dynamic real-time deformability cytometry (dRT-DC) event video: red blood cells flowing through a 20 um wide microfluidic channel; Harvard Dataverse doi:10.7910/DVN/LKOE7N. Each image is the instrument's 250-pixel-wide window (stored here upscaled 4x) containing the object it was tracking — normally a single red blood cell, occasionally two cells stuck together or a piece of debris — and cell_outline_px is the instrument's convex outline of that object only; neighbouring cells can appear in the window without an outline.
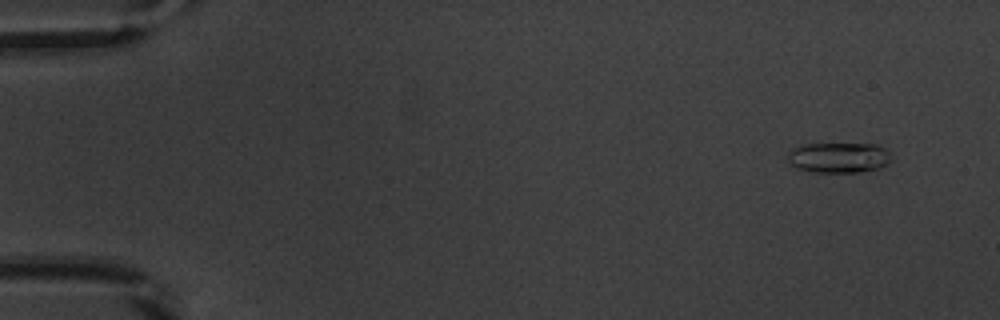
{"species": "common noctule bat (a hibernating species)", "species_latin": "Nyctalus noctula", "temperature_condition": "warm", "stored_images_in_passage": 53, "camera_frame_rate_fps": 3000, "um_per_image_px": 0.085, "animal": {"sex": "male", "body_mass_g": 20.1, "forearm_length_mm": 53.5}, "frame": {"image": 1, "passage_image": 4, "time_ms": 1.0, "image_size_px": [1000, 320], "cell_outline_px": [[892, 160], [880, 168], [860, 172], [812, 172], [796, 168], [788, 160], [788, 152], [792, 148], [804, 144], [880, 144], [892, 156]], "centroid_in_image_um": [71.31, 13.39], "position_along_channel_um": 13.7, "area_um2": 18.5}}
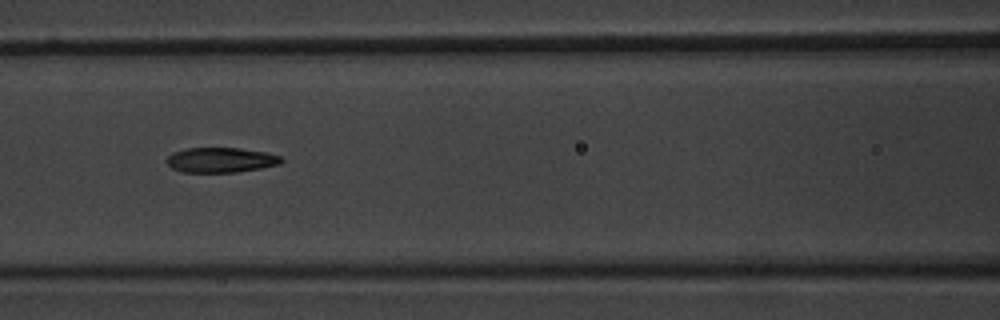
{"frame": {"image": 2, "passage_image": 24, "time_ms": 7.667, "image_size_px": [1000, 320], "cell_outline_px": [[284, 160], [280, 164], [260, 168], [236, 172], [180, 172], [172, 168], [164, 160], [172, 152], [184, 148], [240, 148], [264, 152], [280, 156]], "centroid_in_image_um": [18.72, 13.6], "position_along_channel_um": 147.9, "area_um2": 16.76}}
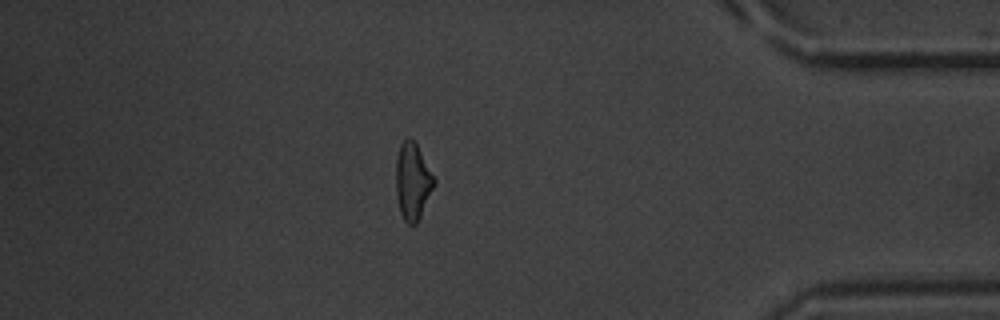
{"frame": {"image": 3, "passage_image": 46, "time_ms": 15.0, "image_size_px": [1000, 320], "cell_outline_px": [[436, 184], [416, 224], [408, 224], [404, 220], [400, 212], [396, 196], [396, 156], [400, 144], [408, 136], [416, 140], [436, 180]], "centroid_in_image_um": [35.08, 15.35], "position_along_channel_um": 400.1, "area_um2": 17.46}, "authors_computed_cell_mechanics": {"area_um2": 17.2822, "velocity_mm_per_s": 3.8935, "shape_relaxation_time_tau1_ms": 4.0885, "shape_relaxation_time_tau2_ms": 2.6194, "deformation_change_tau1": 0.153, "deformation_change_tau2": 0.1066}}